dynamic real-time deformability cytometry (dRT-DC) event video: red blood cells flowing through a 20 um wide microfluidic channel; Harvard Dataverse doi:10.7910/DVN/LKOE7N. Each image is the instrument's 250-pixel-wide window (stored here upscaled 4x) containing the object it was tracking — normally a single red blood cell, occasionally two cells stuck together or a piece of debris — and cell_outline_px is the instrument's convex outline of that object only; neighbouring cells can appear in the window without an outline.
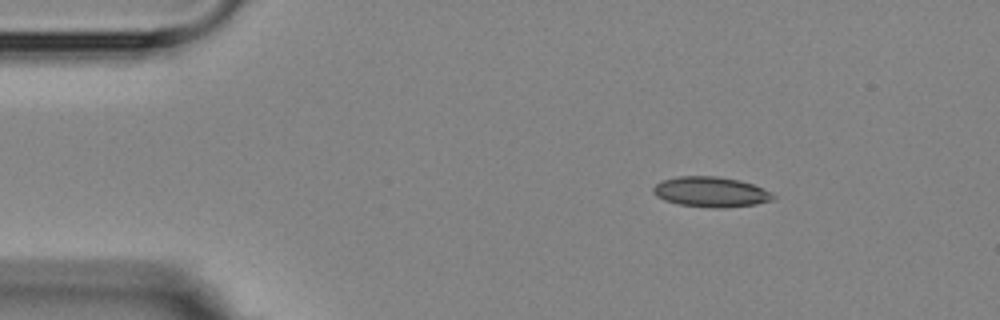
{"species": "Egyptian fruit bat (a non-hibernating species)", "species_latin": "Rousettus aegyptiacus", "temperature_condition": "room temperature", "stored_images_in_passage": 4, "camera_frame_rate_fps": 3000, "um_per_image_px": 0.085, "animal": {"sex": "female"}, "frame": {"image": 1, "passage_image": 2, "time_ms": 1.333, "image_size_px": [1000, 320], "cell_outline_px": [[776, 196], [772, 200], [756, 204], [724, 208], [712, 208], [680, 204], [664, 200], [656, 196], [652, 192], [652, 188], [656, 184], [664, 180], [676, 176], [716, 176], [740, 180], [752, 184], [772, 192]], "centroid_in_image_um": [60.42, 16.31], "position_along_channel_um": 24.6, "area_um2": 21.15}}